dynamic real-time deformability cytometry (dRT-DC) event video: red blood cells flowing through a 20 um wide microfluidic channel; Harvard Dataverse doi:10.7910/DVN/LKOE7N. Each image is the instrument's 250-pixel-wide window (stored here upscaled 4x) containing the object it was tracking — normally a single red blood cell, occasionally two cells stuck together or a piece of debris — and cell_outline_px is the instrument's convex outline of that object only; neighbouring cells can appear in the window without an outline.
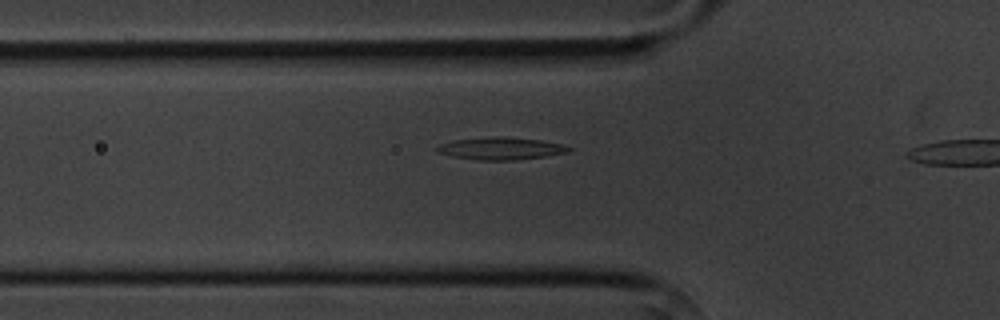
{"species": "common noctule bat (a hibernating species)", "species_latin": "Nyctalus noctula", "temperature_condition": "cold", "stored_images_in_passage": 7, "camera_frame_rate_fps": 3000, "um_per_image_px": 0.085, "animal": {"sex": "male", "body_mass_g": 20.1, "forearm_length_mm": 53.5}, "frame": {"image": 1, "passage_image": 7, "time_ms": 7.0, "image_size_px": [1000, 320], "cell_outline_px": [[572, 148], [568, 152], [544, 156], [516, 160], [476, 160], [452, 156], [440, 152], [436, 148], [440, 144], [452, 140], [492, 136], [504, 136], [540, 140], [564, 144]], "centroid_in_image_um": [42.59, 12.61], "position_along_channel_um": 83.2, "area_um2": 17.17}}